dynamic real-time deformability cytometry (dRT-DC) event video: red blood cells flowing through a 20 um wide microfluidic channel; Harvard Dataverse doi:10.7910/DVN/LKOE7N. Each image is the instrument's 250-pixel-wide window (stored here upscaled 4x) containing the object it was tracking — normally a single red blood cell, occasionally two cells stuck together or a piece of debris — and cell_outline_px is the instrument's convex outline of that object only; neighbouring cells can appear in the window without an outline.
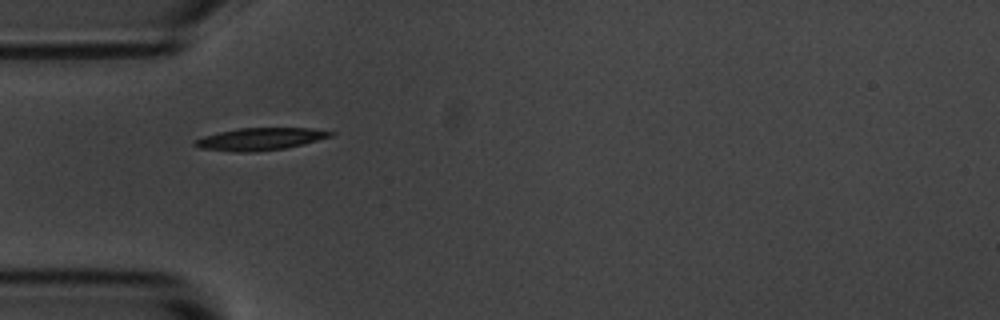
{"species": "common noctule bat (a hibernating species)", "species_latin": "Nyctalus noctula", "temperature_condition": "room temperature", "stored_images_in_passage": 39, "camera_frame_rate_fps": 3000, "um_per_image_px": 0.085, "animal": {"sex": "male", "body_mass_g": 20.1, "forearm_length_mm": 53.5}, "frame": {"image": 1, "passage_image": 1, "time_ms": 0.0, "image_size_px": [1000, 320], "cell_outline_px": [[336, 132], [332, 136], [304, 144], [284, 148], [252, 152], [236, 152], [200, 148], [192, 144], [192, 140], [204, 136], [220, 132], [240, 128], [312, 128]], "centroid_in_image_um": [22.11, 11.81], "position_along_channel_um": 62.9, "area_um2": 17.63}}
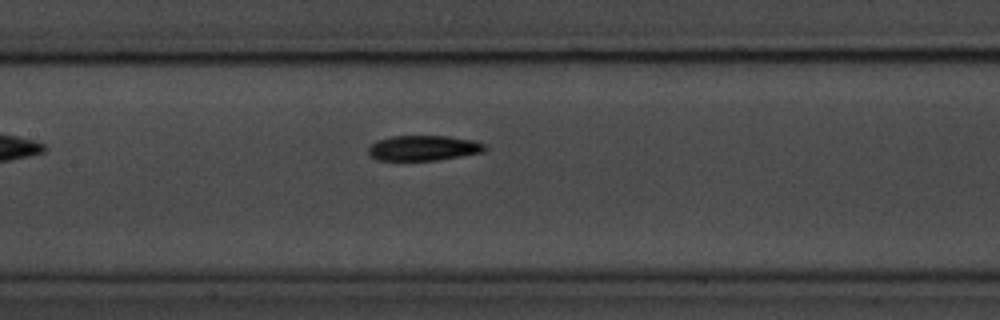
{"frame": {"image": 2, "passage_image": 10, "time_ms": 3.0, "image_size_px": [1000, 320], "cell_outline_px": [[488, 148], [484, 152], [436, 160], [376, 160], [368, 152], [368, 148], [376, 140], [392, 136], [448, 136], [476, 140], [484, 144]], "centroid_in_image_um": [36.02, 12.57], "position_along_channel_um": 171.4, "area_um2": 17.17}}
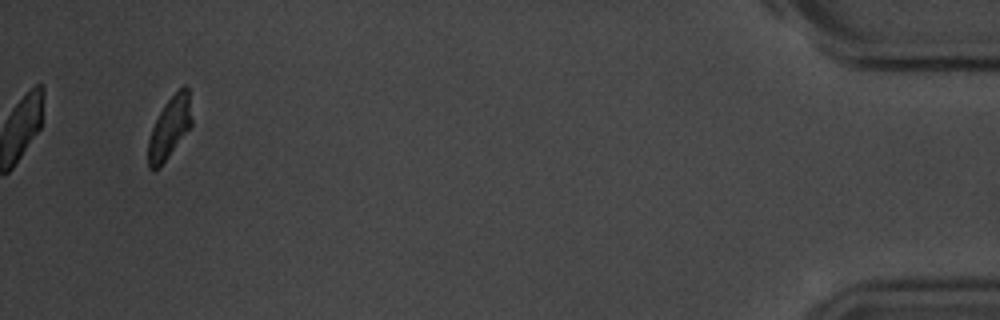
{"frame": {"image": 3, "passage_image": 37, "time_ms": 12.0, "image_size_px": [1000, 320], "cell_outline_px": [[192, 124], [160, 168], [148, 168], [148, 140], [152, 128], [164, 104], [184, 84], [188, 88], [192, 120]], "centroid_in_image_um": [14.41, 10.85], "position_along_channel_um": 420.8, "area_um2": 15.32}, "authors_computed_cell_mechanics": {"area_um2": 17.1666, "velocity_mm_per_s": 3.6476, "shape_relaxation_time_tau1_ms": 3.0405, "shape_relaxation_time_tau2_ms": 3.8774, "deformation_change_tau1": 0.1497, "deformation_change_tau2": 0.0952}}